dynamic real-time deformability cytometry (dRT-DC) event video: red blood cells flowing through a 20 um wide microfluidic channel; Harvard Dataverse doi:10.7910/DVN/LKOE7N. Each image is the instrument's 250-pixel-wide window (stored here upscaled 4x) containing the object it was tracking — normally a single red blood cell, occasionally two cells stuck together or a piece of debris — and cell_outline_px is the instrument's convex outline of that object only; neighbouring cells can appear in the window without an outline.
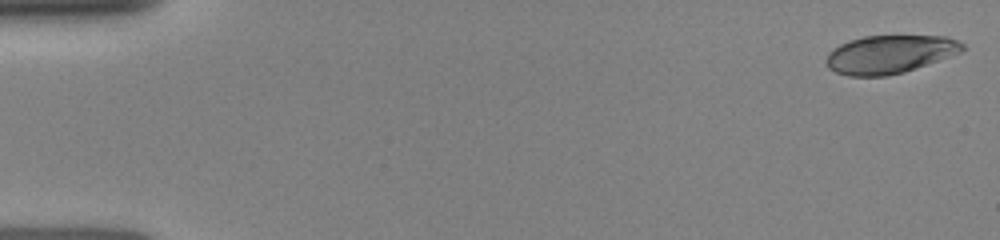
{"species": "human", "species_latin": "Homo sapiens", "temperature_condition": "room temperature", "stored_images_in_passage": 15, "camera_frame_rate_fps": 3000, "um_per_image_px": 0.085, "donor": {"sex": "female"}, "frame": {"image": 1, "passage_image": 1, "time_ms": 0.0, "image_size_px": [1000, 240], "cell_outline_px": [[964, 48], [960, 52], [904, 72], [888, 76], [848, 76], [836, 72], [828, 68], [824, 60], [828, 52], [840, 44], [848, 40], [864, 36], [948, 36], [964, 44]], "centroid_in_image_um": [75.57, 4.61], "position_along_channel_um": 9.4, "area_um2": 30.29}}
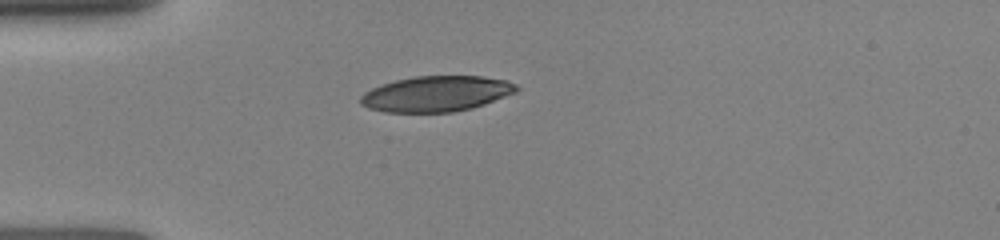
{"frame": {"image": 2, "passage_image": 11, "time_ms": 4.0, "image_size_px": [1000, 240], "cell_outline_px": [[520, 88], [516, 92], [484, 104], [472, 108], [452, 112], [384, 112], [368, 108], [360, 104], [360, 96], [364, 92], [372, 88], [396, 80], [416, 76], [484, 76], [508, 80], [516, 84]], "centroid_in_image_um": [37.1, 7.97], "position_along_channel_um": 47.9, "area_um2": 32.37}}
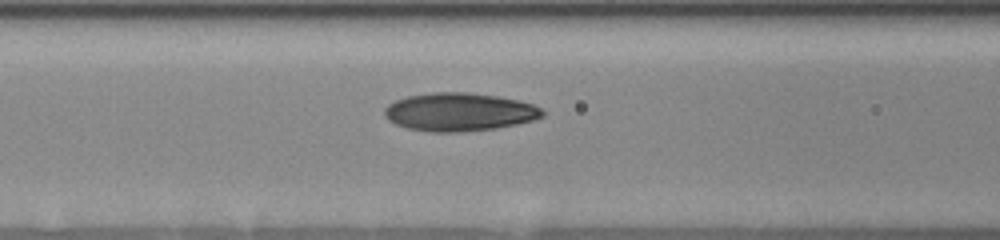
{"frame": {"image": 3, "passage_image": 15, "time_ms": 6.333, "image_size_px": [1000, 240], "cell_outline_px": [[544, 116], [532, 120], [516, 124], [496, 128], [460, 132], [432, 132], [408, 128], [396, 124], [388, 120], [384, 116], [384, 108], [388, 104], [396, 100], [408, 96], [432, 92], [468, 92], [496, 96], [516, 100], [532, 104], [540, 108], [544, 112]], "centroid_in_image_um": [39.01, 9.52], "position_along_channel_um": 127.6, "area_um2": 35.03}}